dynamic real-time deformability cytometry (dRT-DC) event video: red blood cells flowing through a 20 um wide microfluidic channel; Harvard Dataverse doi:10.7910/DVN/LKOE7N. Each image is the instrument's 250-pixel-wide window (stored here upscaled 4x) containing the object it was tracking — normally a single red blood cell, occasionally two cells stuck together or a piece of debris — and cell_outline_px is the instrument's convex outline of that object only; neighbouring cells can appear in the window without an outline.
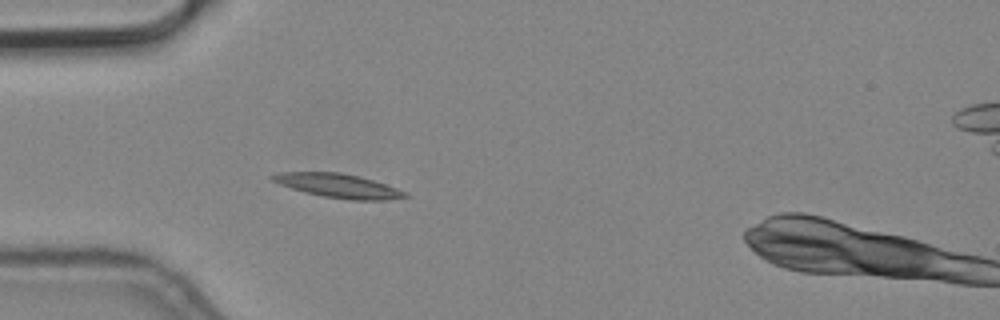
{"species": "common noctule bat (a hibernating species)", "species_latin": "Nyctalus noctula", "temperature_condition": "cold", "stored_images_in_passage": 2, "camera_frame_rate_fps": 3000, "um_per_image_px": 0.085, "animal": {"sex": "male", "body_mass_g": 19.2, "forearm_length_mm": 51.8}, "frame": {"image": 1, "passage_image": 1, "time_ms": 0.0, "image_size_px": [1000, 320], "cell_outline_px": [[408, 196], [388, 200], [348, 200], [324, 196], [304, 192], [280, 184], [272, 180], [268, 176], [280, 172], [340, 172], [360, 176], [408, 192]], "centroid_in_image_um": [28.75, 15.79], "position_along_channel_um": 56.2, "area_um2": 18.44}}